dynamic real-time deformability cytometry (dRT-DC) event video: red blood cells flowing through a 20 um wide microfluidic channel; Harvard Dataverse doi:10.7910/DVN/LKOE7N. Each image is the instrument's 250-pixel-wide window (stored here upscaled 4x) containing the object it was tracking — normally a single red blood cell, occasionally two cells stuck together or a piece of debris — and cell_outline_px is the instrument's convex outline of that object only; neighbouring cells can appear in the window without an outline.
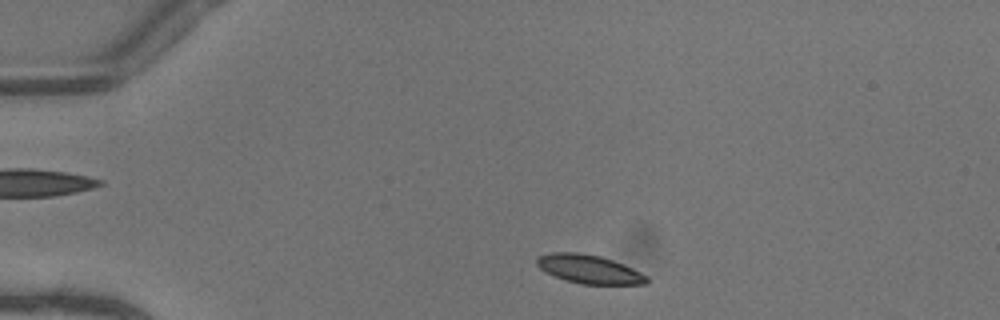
{"species": "common noctule bat (a hibernating species)", "species_latin": "Nyctalus noctula", "temperature_condition": "warm", "stored_images_in_passage": 41, "camera_frame_rate_fps": 3000, "um_per_image_px": 0.085, "animal": {"sex": "female"}, "frame": {"image": 1, "passage_image": 3, "time_ms": 0.667, "image_size_px": [1000, 320], "cell_outline_px": [[648, 284], [580, 284], [564, 280], [540, 268], [536, 264], [536, 260], [540, 256], [552, 252], [576, 252], [600, 256], [612, 260], [632, 268], [648, 276]], "centroid_in_image_um": [50.09, 22.88], "position_along_channel_um": 34.9, "area_um2": 18.15}}
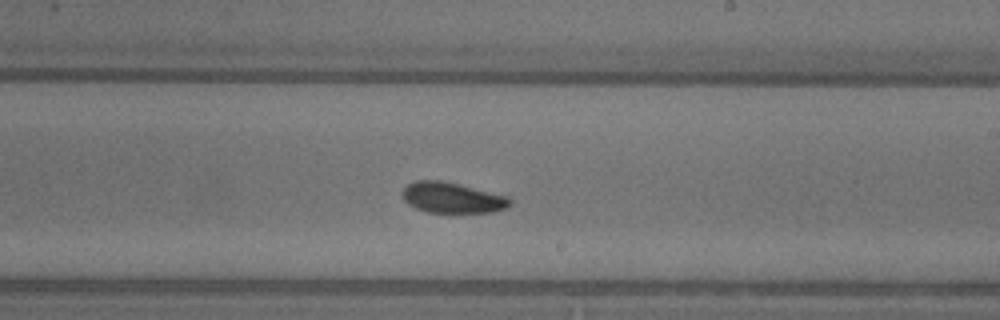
{"frame": {"image": 2, "passage_image": 23, "time_ms": 7.333, "image_size_px": [1000, 320], "cell_outline_px": [[512, 204], [504, 208], [492, 212], [428, 212], [416, 208], [408, 204], [404, 200], [404, 188], [408, 184], [416, 180], [444, 180], [508, 196], [512, 200]], "centroid_in_image_um": [38.46, 16.79], "position_along_channel_um": 250.5, "area_um2": 19.13}}
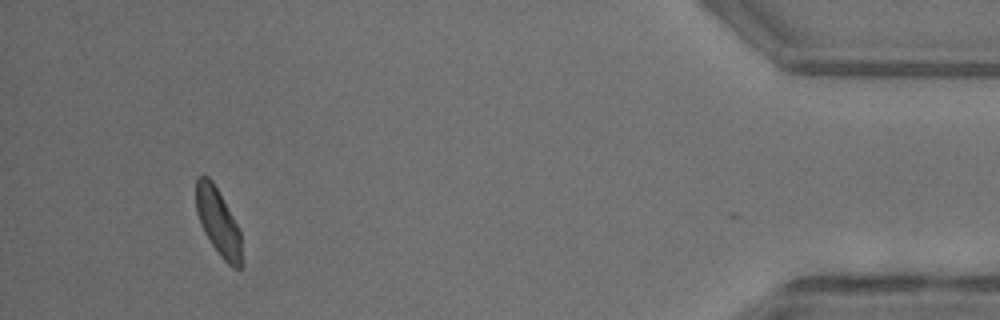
{"frame": {"image": 3, "passage_image": 40, "time_ms": 13.0, "image_size_px": [1000, 320], "cell_outline_px": [[244, 264], [240, 268], [232, 268], [220, 256], [204, 232], [196, 212], [196, 180], [200, 176], [208, 176], [212, 180], [232, 216], [240, 232]], "centroid_in_image_um": [18.57, 18.93], "position_along_channel_um": 416.6, "area_um2": 17.74}, "authors_computed_cell_mechanics": {"area_um2": 18.9006, "velocity_mm_per_s": 4.0823, "shape_relaxation_time_tau1_ms": 2.9885, "shape_relaxation_time_tau2_ms": 7.3231, "deformation_change_tau1": 0.1118, "deformation_change_tau2": 0.1367}}